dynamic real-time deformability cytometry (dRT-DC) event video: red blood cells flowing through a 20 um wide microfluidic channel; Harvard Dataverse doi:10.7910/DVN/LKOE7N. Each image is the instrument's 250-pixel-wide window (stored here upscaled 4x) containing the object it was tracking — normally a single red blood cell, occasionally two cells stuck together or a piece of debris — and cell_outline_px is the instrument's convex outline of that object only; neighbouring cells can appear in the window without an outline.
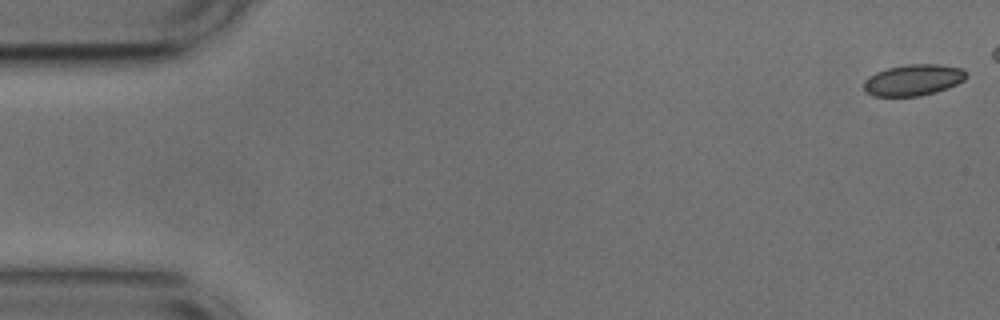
{"species": "common noctule bat (a hibernating species)", "species_latin": "Nyctalus noctula", "temperature_condition": "cold", "stored_images_in_passage": 46, "camera_frame_rate_fps": 3000, "um_per_image_px": 0.085, "animal": {"sex": "male", "body_mass_g": 17.9, "forearm_length_mm": 54.2}, "frame": {"image": 1, "passage_image": 1, "time_ms": 0.0, "image_size_px": [1000, 320], "cell_outline_px": [[968, 76], [964, 80], [948, 88], [936, 92], [920, 96], [872, 96], [864, 92], [864, 80], [876, 72], [888, 68], [908, 64], [940, 64], [960, 68], [968, 72]], "centroid_in_image_um": [77.64, 6.8], "position_along_channel_um": 7.4, "area_um2": 18.79}}
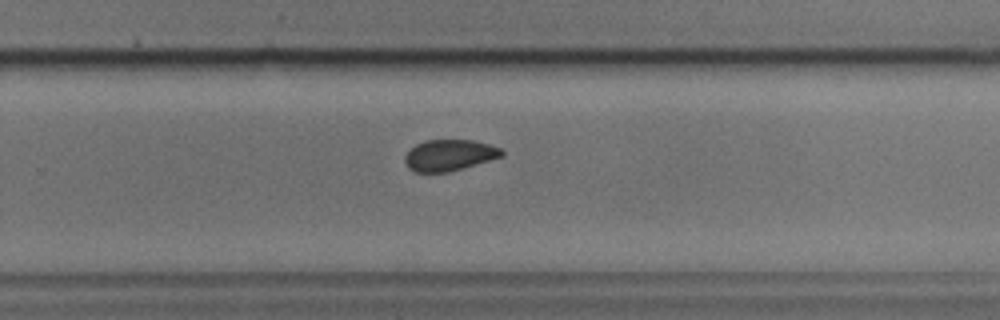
{"frame": {"image": 2, "passage_image": 34, "time_ms": 11.0, "image_size_px": [1000, 320], "cell_outline_px": [[504, 156], [448, 172], [416, 172], [408, 168], [404, 160], [404, 156], [416, 144], [428, 140], [472, 140], [488, 144], [500, 148], [504, 152]], "centroid_in_image_um": [38.19, 13.19], "position_along_channel_um": 291.6, "area_um2": 17.46}}
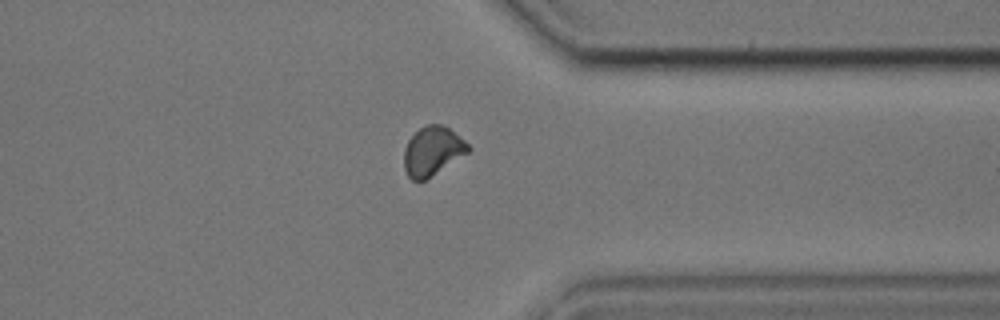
{"frame": {"image": 3, "passage_image": 41, "time_ms": 13.333, "image_size_px": [1000, 320], "cell_outline_px": [[472, 148], [468, 152], [424, 180], [412, 180], [408, 176], [404, 168], [404, 148], [408, 140], [424, 124], [440, 124], [448, 128], [464, 140]], "centroid_in_image_um": [36.74, 12.82], "position_along_channel_um": 374.7, "area_um2": 17.98}, "authors_computed_cell_mechanics": {"area_um2": 18.9006, "velocity_mm_per_s": 3.7468, "shape_relaxation_time_tau1_ms": 4.1398, "shape_relaxation_time_tau2_ms": 2.2454, "deformation_change_tau1": 0.0669, "deformation_change_tau2": 0.0483}}